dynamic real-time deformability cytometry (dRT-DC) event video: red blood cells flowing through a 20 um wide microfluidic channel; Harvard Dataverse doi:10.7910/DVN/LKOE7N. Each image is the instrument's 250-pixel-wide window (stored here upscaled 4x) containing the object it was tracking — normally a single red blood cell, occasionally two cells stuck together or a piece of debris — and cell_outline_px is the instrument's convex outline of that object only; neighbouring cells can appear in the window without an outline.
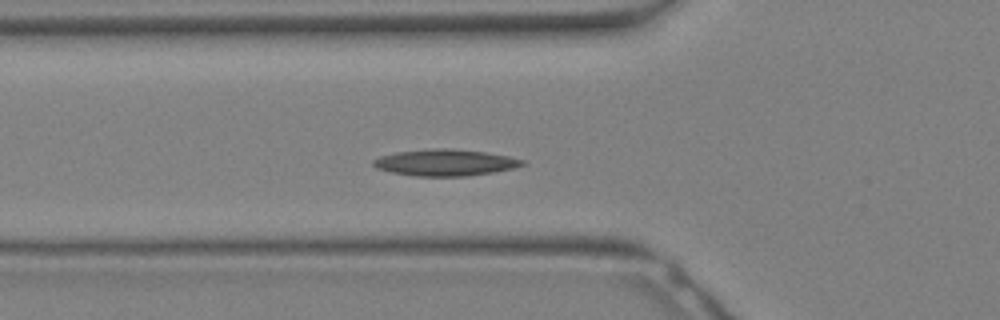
{"species": "Egyptian fruit bat (a non-hibernating species)", "species_latin": "Rousettus aegyptiacus", "temperature_condition": "warm", "stored_images_in_passage": 24, "camera_frame_rate_fps": 3000, "um_per_image_px": 0.085, "animal": {"sex": "female"}, "frame": {"image": 1, "passage_image": 8, "time_ms": 2.333, "image_size_px": [1000, 320], "cell_outline_px": [[524, 164], [512, 168], [492, 172], [468, 176], [416, 176], [392, 172], [376, 168], [372, 164], [372, 160], [380, 156], [396, 152], [436, 148], [448, 148], [484, 152], [508, 156], [524, 160]], "centroid_in_image_um": [37.8, 13.82], "position_along_channel_um": 88.0, "area_um2": 22.77}}
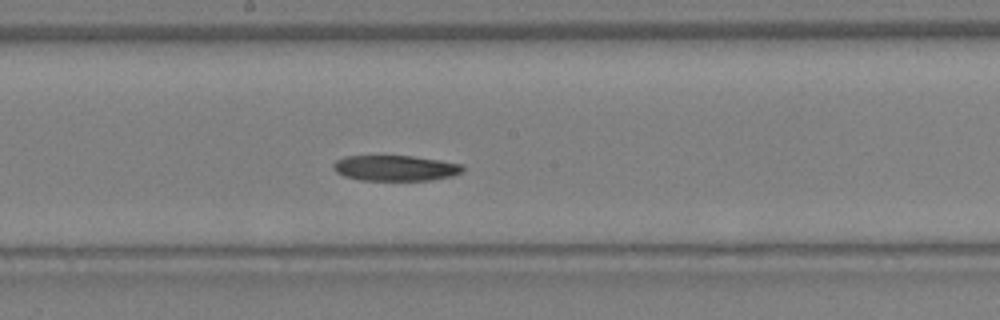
{"frame": {"image": 2, "passage_image": 14, "time_ms": 4.333, "image_size_px": [1000, 320], "cell_outline_px": [[464, 168], [460, 172], [452, 176], [432, 180], [360, 180], [344, 176], [336, 172], [332, 168], [332, 164], [336, 160], [344, 156], [412, 156], [440, 160], [464, 164]], "centroid_in_image_um": [33.59, 14.28], "position_along_channel_um": 214.6, "area_um2": 19.36}}
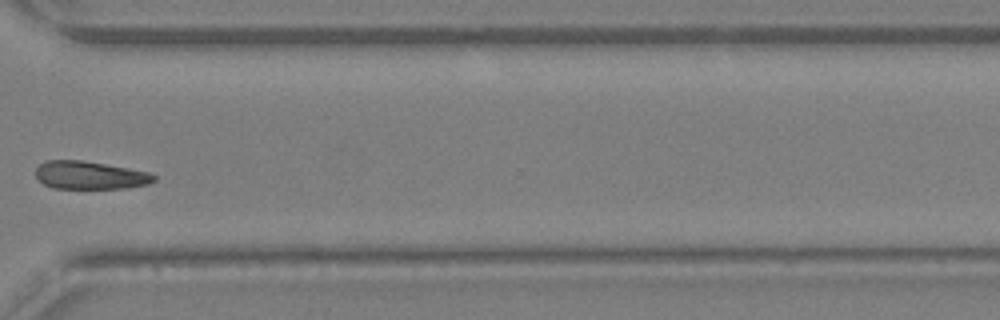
{"frame": {"image": 3, "passage_image": 21, "time_ms": 6.667, "image_size_px": [1000, 320], "cell_outline_px": [[156, 180], [148, 184], [128, 188], [52, 188], [44, 184], [36, 176], [36, 168], [44, 160], [84, 160], [128, 168], [148, 172], [156, 176]], "centroid_in_image_um": [7.65, 14.89], "position_along_channel_um": 363.0, "area_um2": 19.31}}